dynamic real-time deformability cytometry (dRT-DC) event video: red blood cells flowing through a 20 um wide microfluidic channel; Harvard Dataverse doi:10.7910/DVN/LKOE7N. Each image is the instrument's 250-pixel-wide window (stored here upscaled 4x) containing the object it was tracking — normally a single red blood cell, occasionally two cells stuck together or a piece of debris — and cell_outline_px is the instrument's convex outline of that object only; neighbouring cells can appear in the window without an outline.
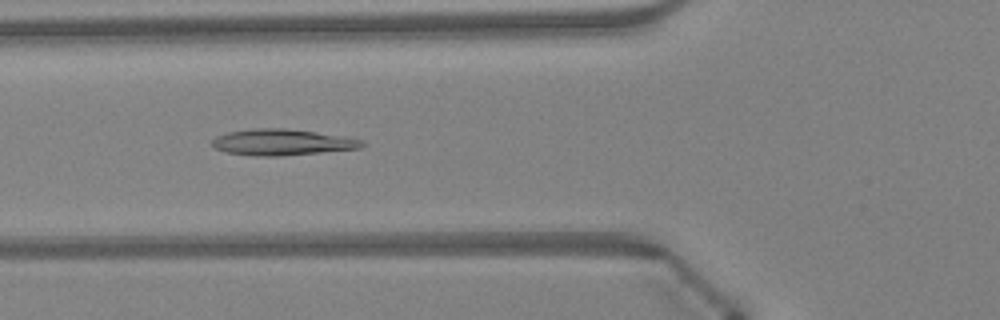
{"species": "Egyptian fruit bat (a non-hibernating species)", "species_latin": "Rousettus aegyptiacus", "temperature_condition": "warm", "stored_images_in_passage": 46, "camera_frame_rate_fps": 3000, "um_per_image_px": 0.085, "animal": {"sex": "female"}, "frame": {"image": 1, "passage_image": 17, "time_ms": 5.333, "image_size_px": [1000, 320], "cell_outline_px": [[364, 144], [360, 148], [280, 156], [252, 156], [224, 152], [216, 148], [212, 144], [212, 140], [216, 136], [228, 132], [252, 128], [284, 128], [348, 136], [364, 140]], "centroid_in_image_um": [23.98, 12.08], "position_along_channel_um": 101.8, "area_um2": 22.95}}
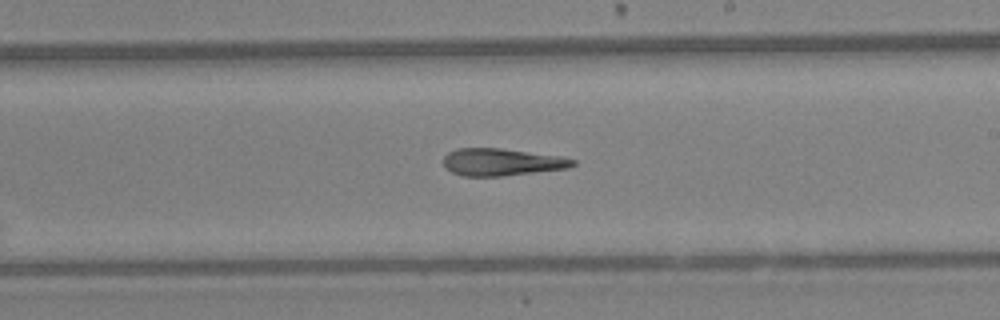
{"frame": {"image": 2, "passage_image": 27, "time_ms": 8.667, "image_size_px": [1000, 320], "cell_outline_px": [[576, 164], [568, 168], [500, 176], [464, 176], [452, 172], [444, 164], [444, 156], [448, 152], [456, 148], [500, 148], [560, 156], [576, 160]], "centroid_in_image_um": [42.64, 13.77], "position_along_channel_um": 246.4, "area_um2": 20.35}}
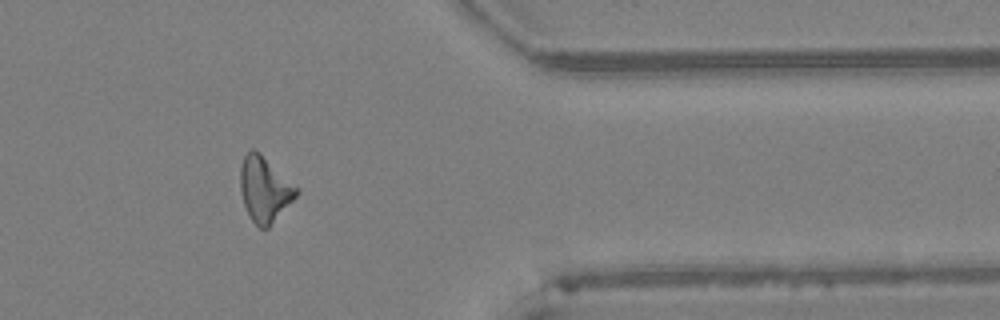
{"frame": {"image": 3, "passage_image": 38, "time_ms": 12.333, "image_size_px": [1000, 320], "cell_outline_px": [[300, 192], [268, 228], [260, 228], [252, 220], [244, 204], [240, 192], [240, 168], [244, 156], [252, 148], [260, 152], [300, 188]], "centroid_in_image_um": [22.51, 16.06], "position_along_channel_um": 388.9, "area_um2": 21.39}}